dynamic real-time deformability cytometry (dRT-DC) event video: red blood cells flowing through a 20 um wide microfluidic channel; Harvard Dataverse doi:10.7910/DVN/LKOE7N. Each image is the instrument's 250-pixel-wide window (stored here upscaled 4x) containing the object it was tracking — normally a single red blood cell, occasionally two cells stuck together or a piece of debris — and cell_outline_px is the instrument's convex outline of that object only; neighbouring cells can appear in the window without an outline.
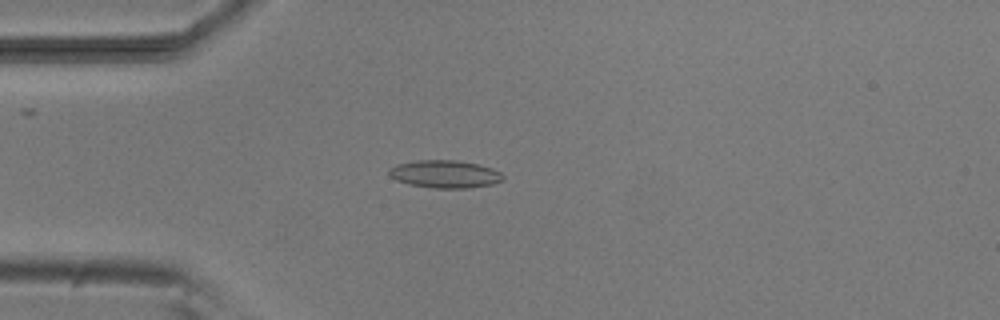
{"species": "common noctule bat (a hibernating species)", "species_latin": "Nyctalus noctula", "temperature_condition": "room temperature", "stored_images_in_passage": 4, "camera_frame_rate_fps": 3000, "um_per_image_px": 0.085, "animal": {"sex": "male", "body_mass_g": 20.5, "forearm_length_mm": 52.5}, "frame": {"image": 1, "passage_image": 3, "time_ms": 2.333, "image_size_px": [1000, 320], "cell_outline_px": [[504, 180], [492, 184], [468, 188], [432, 188], [408, 184], [396, 180], [388, 176], [388, 168], [396, 164], [416, 160], [460, 160], [492, 168], [500, 172], [504, 176]], "centroid_in_image_um": [37.78, 14.79], "position_along_channel_um": 47.2, "area_um2": 18.61}}